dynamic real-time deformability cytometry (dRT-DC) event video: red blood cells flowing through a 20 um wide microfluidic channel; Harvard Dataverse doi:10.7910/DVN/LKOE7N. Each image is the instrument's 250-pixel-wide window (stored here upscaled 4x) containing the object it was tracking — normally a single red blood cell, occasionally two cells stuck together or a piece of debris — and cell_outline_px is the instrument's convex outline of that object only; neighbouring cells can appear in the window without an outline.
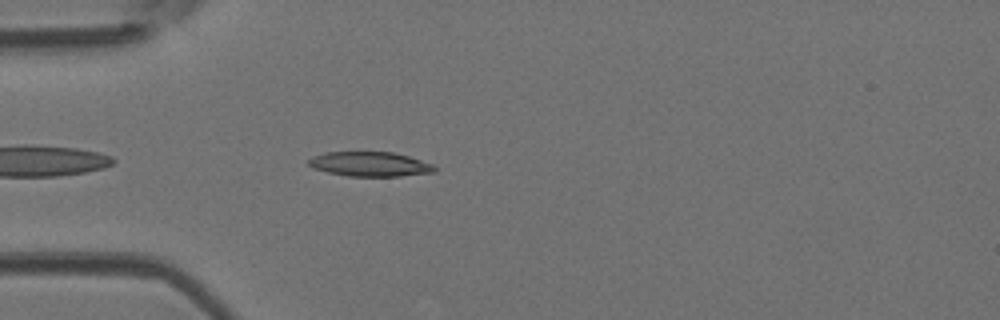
{"species": "Egyptian fruit bat (a non-hibernating species)", "species_latin": "Rousettus aegyptiacus", "temperature_condition": "room temperature", "stored_images_in_passage": 37, "camera_frame_rate_fps": 3000, "um_per_image_px": 0.085, "animal": {"sex": "female"}, "frame": {"image": 1, "passage_image": 3, "time_ms": 0.667, "image_size_px": [1000, 320], "cell_outline_px": [[436, 172], [400, 176], [348, 176], [328, 172], [312, 168], [308, 164], [308, 160], [324, 152], [392, 152], [408, 156], [432, 164], [436, 168]], "centroid_in_image_um": [31.45, 13.95], "position_along_channel_um": 53.6, "area_um2": 17.92}}
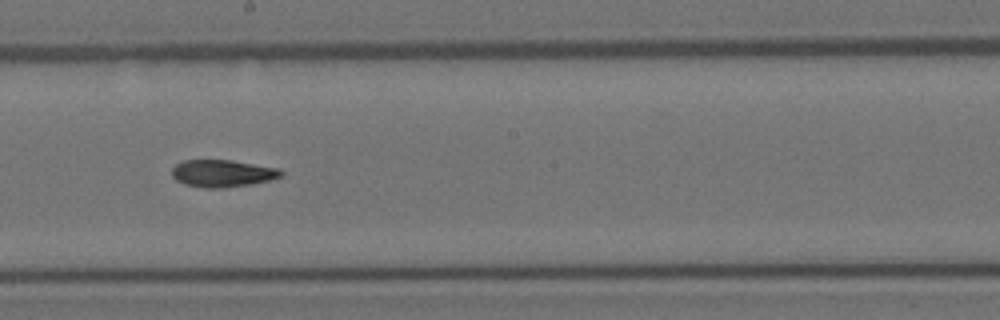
{"frame": {"image": 2, "passage_image": 16, "time_ms": 5.0, "image_size_px": [1000, 320], "cell_outline_px": [[284, 172], [280, 176], [268, 180], [252, 184], [224, 188], [204, 188], [184, 184], [176, 180], [172, 176], [172, 168], [176, 164], [184, 160], [232, 160], [280, 168]], "centroid_in_image_um": [18.9, 14.73], "position_along_channel_um": 229.3, "area_um2": 17.4}}
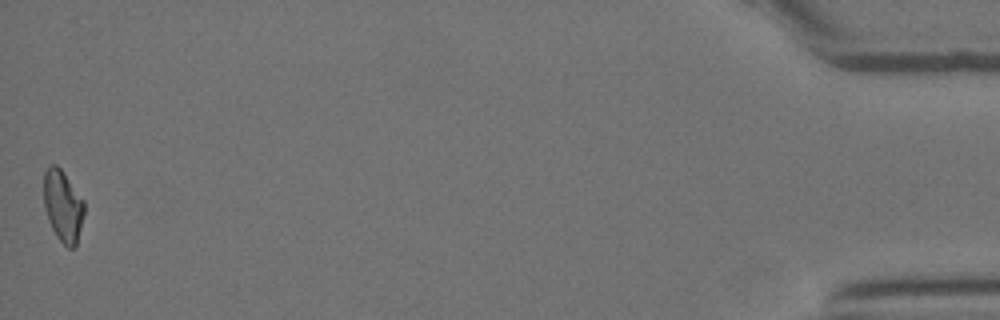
{"frame": {"image": 3, "passage_image": 37, "time_ms": 12.0, "image_size_px": [1000, 320], "cell_outline_px": [[84, 212], [76, 248], [68, 248], [56, 236], [48, 220], [44, 208], [44, 172], [48, 164], [56, 164], [64, 172], [84, 200]], "centroid_in_image_um": [5.34, 17.49], "position_along_channel_um": 429.9, "area_um2": 17.05}, "authors_computed_cell_mechanics": {"area_um2": 17.4556, "velocity_mm_per_s": 4.2265, "shape_relaxation_time_tau1_ms": 6.5647, "shape_relaxation_time_tau2_ms": 11.3779, "deformation_change_tau1": 0.187, "deformation_change_tau2": 0.2192}}